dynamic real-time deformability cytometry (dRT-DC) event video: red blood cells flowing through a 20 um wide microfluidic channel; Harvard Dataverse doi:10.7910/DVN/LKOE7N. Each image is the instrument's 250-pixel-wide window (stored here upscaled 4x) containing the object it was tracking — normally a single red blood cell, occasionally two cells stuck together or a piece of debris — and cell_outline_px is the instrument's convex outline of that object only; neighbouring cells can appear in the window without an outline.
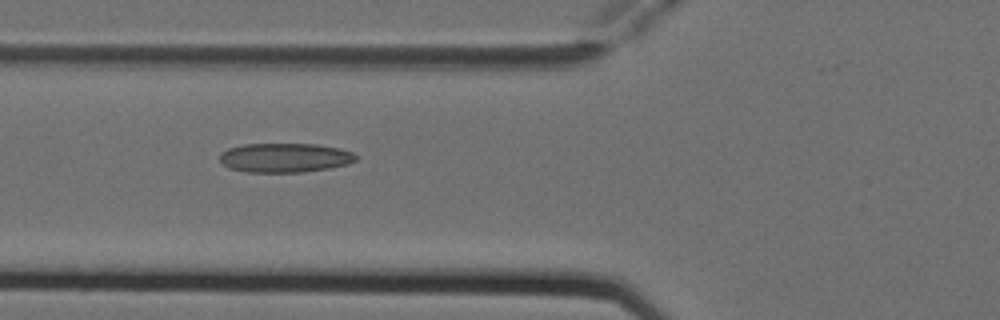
{"species": "Egyptian fruit bat (a non-hibernating species)", "species_latin": "Rousettus aegyptiacus", "temperature_condition": "cold", "stored_images_in_passage": 5, "camera_frame_rate_fps": 3000, "um_per_image_px": 0.085, "animal": {"sex": "female"}, "frame": {"image": 1, "passage_image": 3, "time_ms": 0.667, "image_size_px": [1000, 320], "cell_outline_px": [[356, 160], [348, 164], [328, 168], [304, 172], [244, 172], [228, 168], [220, 160], [220, 152], [228, 148], [244, 144], [316, 144], [340, 148], [352, 152], [356, 156]], "centroid_in_image_um": [24.19, 13.4], "position_along_channel_um": 101.6, "area_um2": 23.29}}
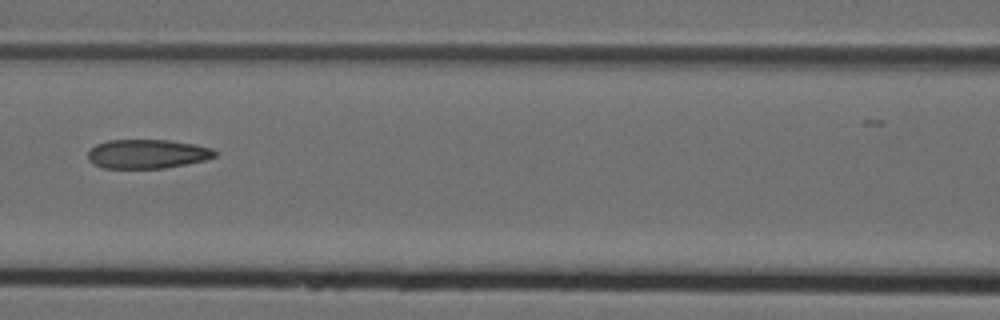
{"frame": {"image": 2, "passage_image": 4, "time_ms": 1.0, "image_size_px": [1000, 320], "cell_outline_px": [[216, 156], [204, 160], [164, 168], [104, 168], [88, 160], [88, 152], [96, 144], [108, 140], [168, 140], [196, 144], [212, 148], [216, 152]], "centroid_in_image_um": [12.52, 13.07], "position_along_channel_um": 154.1, "area_um2": 21.39}}
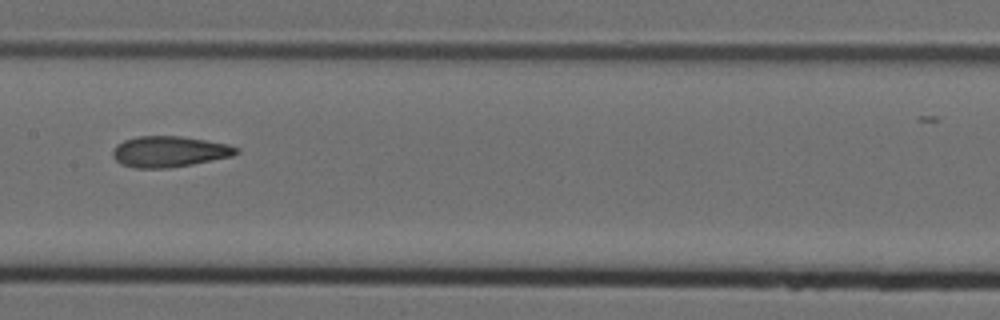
{"frame": {"image": 3, "passage_image": 5, "time_ms": 1.333, "image_size_px": [1000, 320], "cell_outline_px": [[240, 152], [232, 156], [192, 164], [168, 168], [136, 168], [120, 164], [112, 156], [112, 152], [116, 144], [124, 140], [136, 136], [180, 136], [228, 144], [240, 148]], "centroid_in_image_um": [14.37, 12.88], "position_along_channel_um": 193.0, "area_um2": 22.31}}